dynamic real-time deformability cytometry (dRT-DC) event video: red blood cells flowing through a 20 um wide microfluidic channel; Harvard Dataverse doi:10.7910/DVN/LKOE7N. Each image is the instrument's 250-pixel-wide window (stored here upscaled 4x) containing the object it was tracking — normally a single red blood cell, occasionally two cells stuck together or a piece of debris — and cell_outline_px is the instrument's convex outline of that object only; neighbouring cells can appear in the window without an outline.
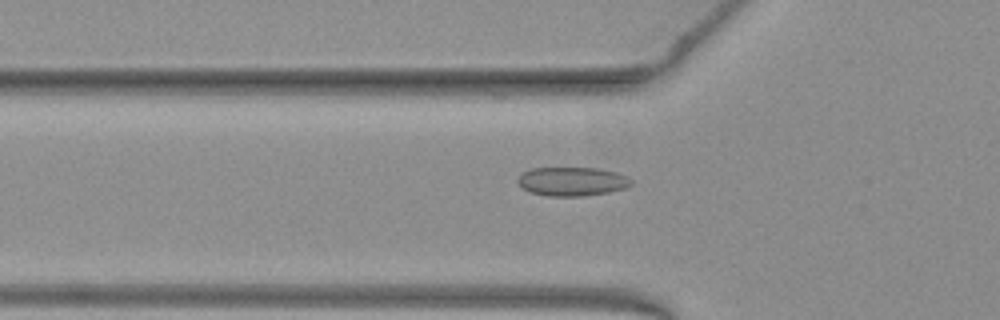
{"species": "common noctule bat (a hibernating species)", "species_latin": "Nyctalus noctula", "temperature_condition": "warm", "stored_images_in_passage": 37, "camera_frame_rate_fps": 3000, "um_per_image_px": 0.085, "animal": {"sex": "female", "body_mass_g": 19.3, "forearm_length_mm": 54.1}, "frame": {"image": 1, "passage_image": 11, "time_ms": 3.333, "image_size_px": [1000, 320], "cell_outline_px": [[632, 184], [624, 188], [608, 192], [584, 196], [548, 196], [528, 192], [516, 180], [524, 172], [532, 168], [596, 168], [616, 172], [628, 176], [632, 180]], "centroid_in_image_um": [48.64, 15.42], "position_along_channel_um": 77.2, "area_um2": 19.02}}
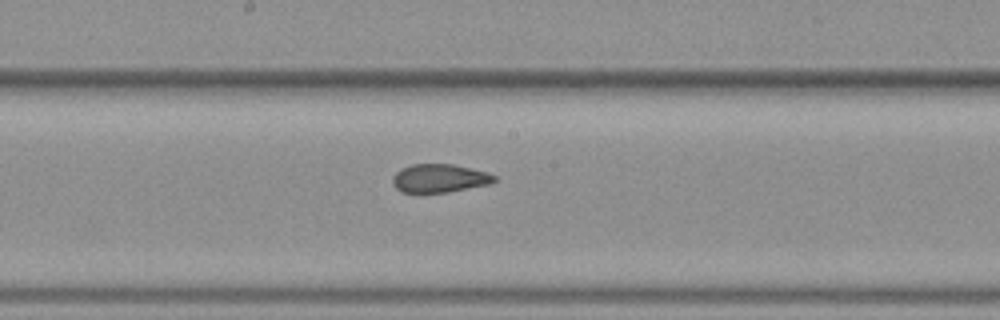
{"frame": {"image": 2, "passage_image": 21, "time_ms": 6.667, "image_size_px": [1000, 320], "cell_outline_px": [[496, 180], [488, 184], [448, 192], [400, 192], [392, 184], [392, 176], [400, 168], [412, 164], [452, 164], [488, 172], [496, 176]], "centroid_in_image_um": [37.32, 15.14], "position_along_channel_um": 210.9, "area_um2": 16.82}}
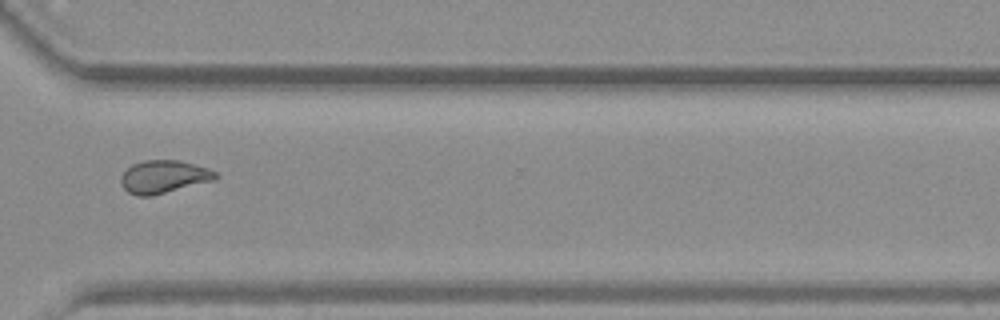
{"frame": {"image": 3, "passage_image": 32, "time_ms": 10.333, "image_size_px": [1000, 320], "cell_outline_px": [[220, 176], [212, 180], [152, 196], [136, 196], [128, 192], [120, 184], [120, 176], [132, 164], [144, 160], [180, 160], [208, 168], [216, 172]], "centroid_in_image_um": [13.89, 15.02], "position_along_channel_um": 356.7, "area_um2": 18.09}, "authors_computed_cell_mechanics": {"area_um2": 17.8024, "velocity_mm_per_s": 3.9834, "shape_relaxation_time_tau1_ms": null, "shape_relaxation_time_tau2_ms": 1.0492, "deformation_change_tau1": null, "deformation_change_tau2": 0.0523}}